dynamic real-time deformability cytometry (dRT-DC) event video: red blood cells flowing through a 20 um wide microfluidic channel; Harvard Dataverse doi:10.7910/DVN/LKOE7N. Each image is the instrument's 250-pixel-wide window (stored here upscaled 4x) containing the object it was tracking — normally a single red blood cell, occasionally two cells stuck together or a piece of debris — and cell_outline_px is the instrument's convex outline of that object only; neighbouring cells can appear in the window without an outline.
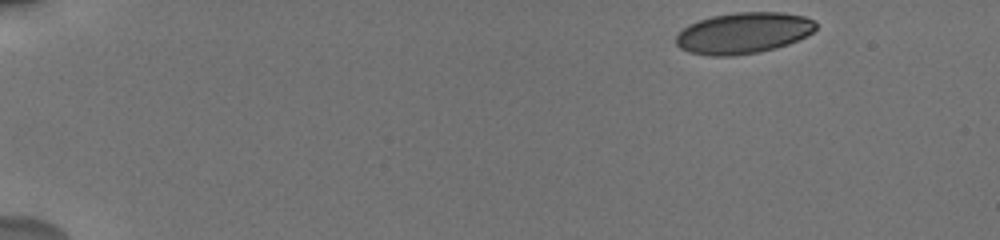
{"species": "human", "species_latin": "Homo sapiens", "temperature_condition": "cold", "stored_images_in_passage": 28, "camera_frame_rate_fps": 3000, "um_per_image_px": 0.085, "donor": {"sex": "male"}, "frame": {"image": 1, "passage_image": 1, "time_ms": 0.0, "image_size_px": [1000, 240], "cell_outline_px": [[816, 28], [812, 32], [788, 44], [776, 48], [760, 52], [732, 56], [712, 56], [688, 52], [680, 48], [676, 44], [676, 36], [688, 24], [712, 16], [736, 12], [780, 12], [804, 16], [812, 20], [816, 24]], "centroid_in_image_um": [63.16, 2.81], "position_along_channel_um": 21.8, "area_um2": 33.41}}
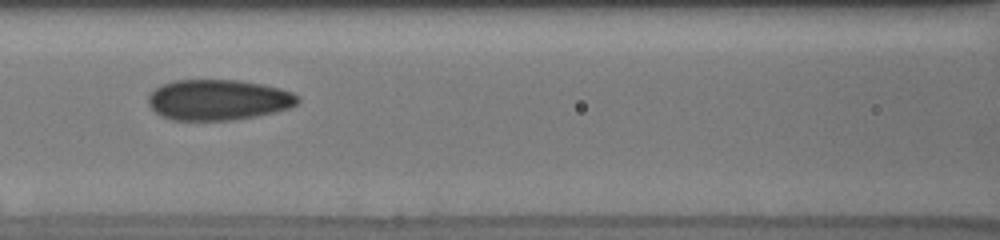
{"frame": {"image": 2, "passage_image": 20, "time_ms": 6.667, "image_size_px": [1000, 240], "cell_outline_px": [[300, 100], [296, 104], [288, 108], [256, 116], [232, 120], [172, 120], [160, 116], [148, 104], [148, 96], [160, 84], [172, 80], [240, 80], [280, 88], [292, 92], [300, 96]], "centroid_in_image_um": [18.53, 8.48], "position_along_channel_um": 148.1, "area_um2": 35.49}}
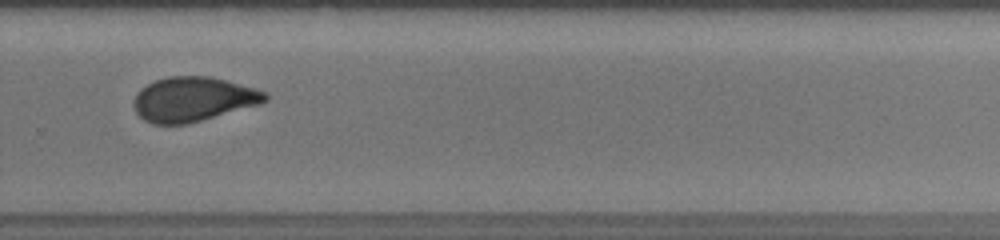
{"frame": {"image": 3, "passage_image": 27, "time_ms": 11.0, "image_size_px": [1000, 240], "cell_outline_px": [[268, 100], [260, 104], [188, 124], [152, 124], [144, 120], [136, 112], [132, 104], [136, 92], [140, 88], [156, 80], [168, 76], [212, 76], [256, 88], [268, 92]], "centroid_in_image_um": [16.42, 8.43], "position_along_channel_um": 313.4, "area_um2": 34.39}}